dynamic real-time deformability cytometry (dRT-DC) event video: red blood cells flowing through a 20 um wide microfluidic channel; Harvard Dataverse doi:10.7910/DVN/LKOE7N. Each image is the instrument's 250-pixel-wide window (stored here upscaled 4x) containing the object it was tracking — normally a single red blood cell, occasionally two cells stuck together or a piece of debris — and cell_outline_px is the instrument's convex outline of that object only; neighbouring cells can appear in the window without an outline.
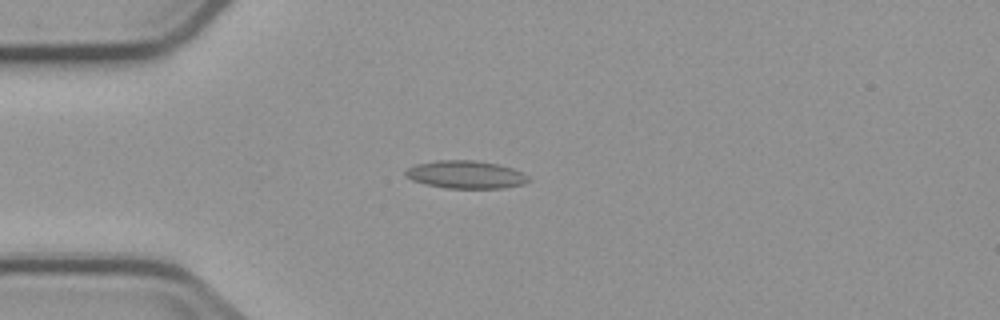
{"species": "common noctule bat (a hibernating species)", "species_latin": "Nyctalus noctula", "temperature_condition": "cold", "stored_images_in_passage": 9, "camera_frame_rate_fps": 3000, "um_per_image_px": 0.085, "animal": {"sex": "male", "body_mass_g": 23.1, "forearm_length_mm": 52.7}, "frame": {"image": 1, "passage_image": 4, "time_ms": 3.667, "image_size_px": [1000, 320], "cell_outline_px": [[532, 180], [524, 184], [504, 188], [448, 188], [428, 184], [412, 180], [404, 176], [404, 172], [408, 168], [416, 164], [436, 160], [476, 160], [500, 164], [512, 168], [528, 176]], "centroid_in_image_um": [39.61, 14.83], "position_along_channel_um": 45.4, "area_um2": 20.0}}
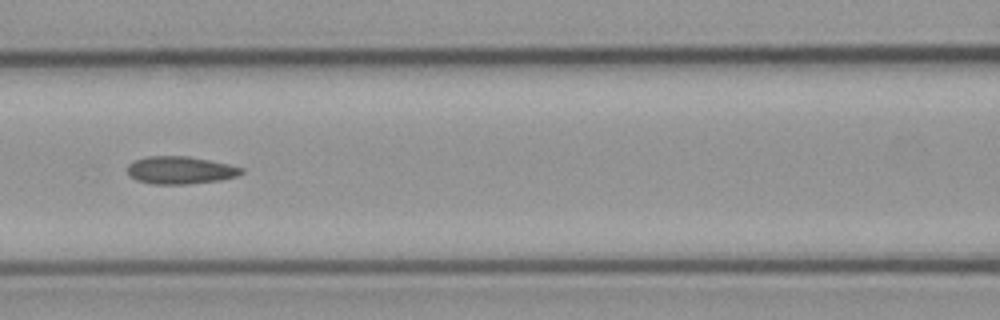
{"frame": {"image": 2, "passage_image": 7, "time_ms": 7.0, "image_size_px": [1000, 320], "cell_outline_px": [[244, 172], [236, 176], [220, 180], [188, 184], [152, 184], [136, 180], [128, 176], [128, 164], [136, 160], [148, 156], [188, 156], [228, 164], [244, 168]], "centroid_in_image_um": [15.31, 14.47], "position_along_channel_um": 151.3, "area_um2": 18.32}}
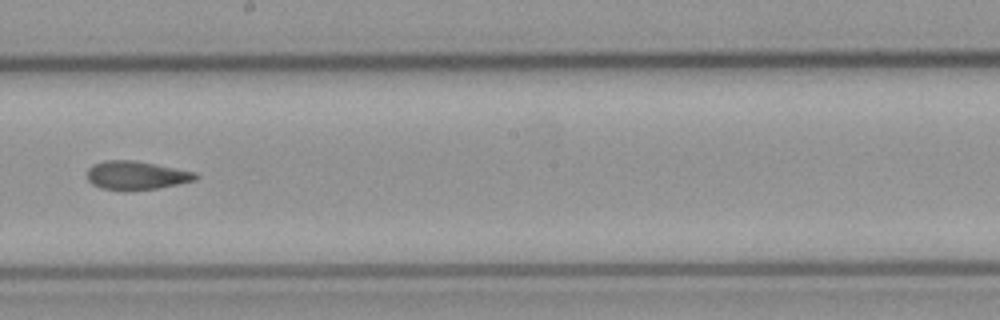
{"frame": {"image": 3, "passage_image": 9, "time_ms": 9.333, "image_size_px": [1000, 320], "cell_outline_px": [[196, 180], [156, 188], [128, 192], [124, 192], [100, 188], [92, 184], [88, 180], [88, 168], [92, 164], [104, 160], [132, 160], [196, 172]], "centroid_in_image_um": [11.51, 14.92], "position_along_channel_um": 236.7, "area_um2": 18.15}}